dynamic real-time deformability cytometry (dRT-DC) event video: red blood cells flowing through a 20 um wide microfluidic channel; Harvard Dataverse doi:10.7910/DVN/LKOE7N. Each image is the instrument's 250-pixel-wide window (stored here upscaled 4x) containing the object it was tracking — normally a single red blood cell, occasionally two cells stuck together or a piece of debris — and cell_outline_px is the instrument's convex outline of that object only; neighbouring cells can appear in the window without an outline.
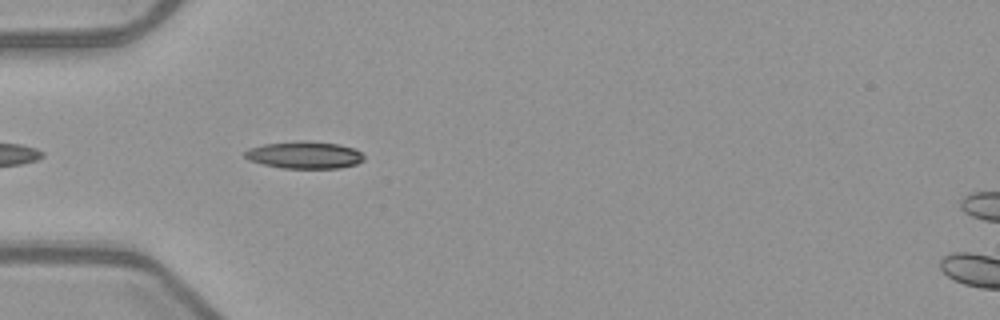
{"species": "common noctule bat (a hibernating species)", "species_latin": "Nyctalus noctula", "temperature_condition": "warm", "stored_images_in_passage": 11, "camera_frame_rate_fps": 3000, "um_per_image_px": 0.085, "animal": {"sex": "female", "body_mass_g": 21.9}, "frame": {"image": 1, "passage_image": 4, "time_ms": 1.0, "image_size_px": [1000, 320], "cell_outline_px": [[364, 160], [356, 164], [340, 168], [284, 168], [264, 164], [252, 160], [244, 156], [244, 152], [248, 148], [264, 144], [300, 140], [304, 140], [336, 144], [352, 148], [360, 152], [364, 156]], "centroid_in_image_um": [25.88, 13.17], "position_along_channel_um": 59.1, "area_um2": 18.67}}